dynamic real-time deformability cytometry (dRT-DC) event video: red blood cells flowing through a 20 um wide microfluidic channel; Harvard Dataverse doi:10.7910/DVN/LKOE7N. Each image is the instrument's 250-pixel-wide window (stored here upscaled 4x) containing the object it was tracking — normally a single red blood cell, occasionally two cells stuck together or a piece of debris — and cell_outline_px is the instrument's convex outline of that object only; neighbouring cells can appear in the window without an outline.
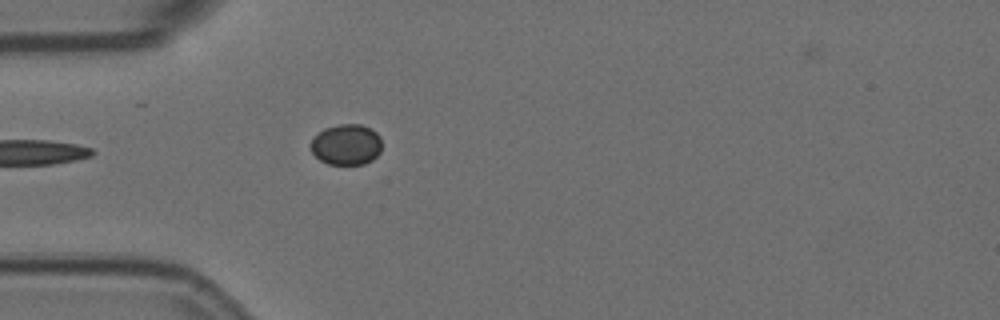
{"species": "Egyptian fruit bat (a non-hibernating species)", "species_latin": "Rousettus aegyptiacus", "temperature_condition": "room temperature", "stored_images_in_passage": 4, "camera_frame_rate_fps": 3000, "um_per_image_px": 0.085, "animal": {"sex": "female"}, "frame": {"image": 1, "passage_image": 4, "time_ms": 1.0, "image_size_px": [1000, 320], "cell_outline_px": [[380, 152], [372, 160], [364, 164], [328, 164], [320, 160], [312, 152], [312, 136], [324, 128], [340, 124], [360, 124], [376, 132], [380, 136]], "centroid_in_image_um": [29.43, 12.28], "position_along_channel_um": 55.6, "area_um2": 16.82}}